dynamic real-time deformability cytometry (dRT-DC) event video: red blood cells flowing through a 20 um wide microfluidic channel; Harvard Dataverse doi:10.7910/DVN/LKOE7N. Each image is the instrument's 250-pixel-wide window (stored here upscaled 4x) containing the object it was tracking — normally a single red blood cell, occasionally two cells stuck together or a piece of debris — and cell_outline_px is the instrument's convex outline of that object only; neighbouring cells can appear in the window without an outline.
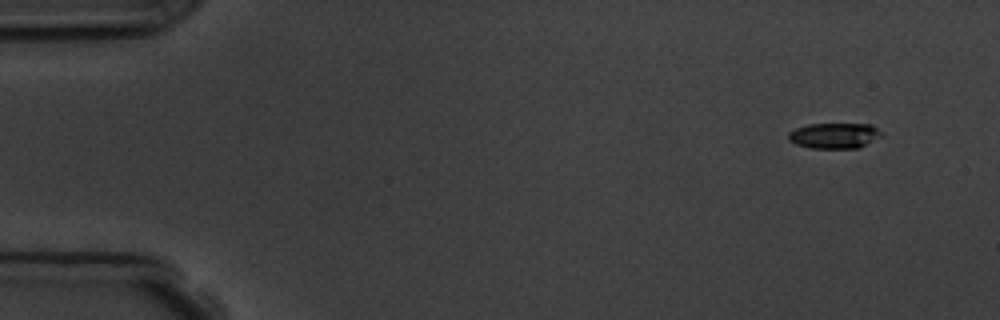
{"species": "common noctule bat (a hibernating species)", "species_latin": "Nyctalus noctula", "temperature_condition": "room temperature", "stored_images_in_passage": 10, "camera_frame_rate_fps": 3000, "um_per_image_px": 0.085, "animal": {"sex": "male", "body_mass_g": 19.5, "forearm_length_mm": 54.6}, "frame": {"image": 1, "passage_image": 1, "time_ms": 0.0, "image_size_px": [1000, 320], "cell_outline_px": [[884, 132], [880, 136], [860, 148], [812, 148], [796, 144], [788, 140], [788, 132], [796, 128], [808, 124], [872, 124]], "centroid_in_image_um": [70.93, 11.52], "position_along_channel_um": 14.1, "area_um2": 13.93}}
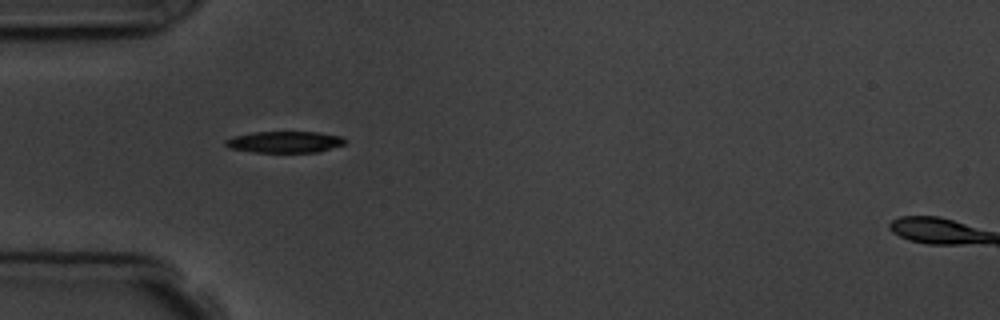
{"frame": {"image": 2, "passage_image": 5, "time_ms": 4.333, "image_size_px": [1000, 320], "cell_outline_px": [[348, 140], [344, 144], [316, 152], [252, 152], [228, 148], [224, 144], [224, 140], [236, 136], [252, 132], [320, 132], [340, 136]], "centroid_in_image_um": [24.18, 12.06], "position_along_channel_um": 60.8, "area_um2": 14.91}}
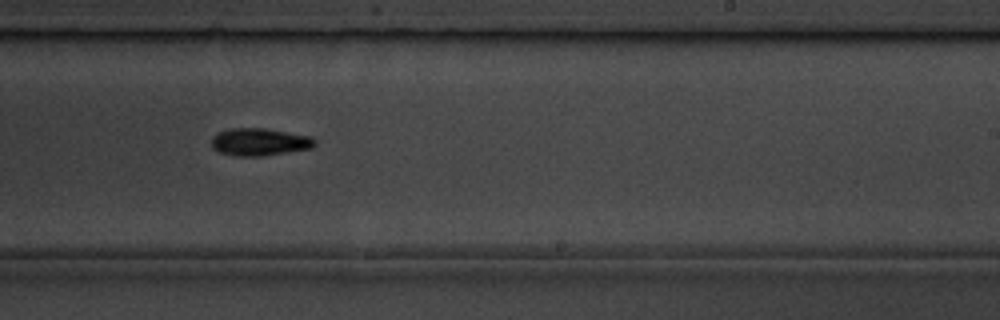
{"frame": {"image": 3, "passage_image": 10, "time_ms": 10.0, "image_size_px": [1000, 320], "cell_outline_px": [[316, 144], [312, 148], [260, 156], [236, 156], [220, 152], [212, 148], [212, 136], [216, 132], [228, 128], [268, 128], [312, 136], [316, 140]], "centroid_in_image_um": [22.06, 12.04], "position_along_channel_um": 266.9, "area_um2": 16.76}}